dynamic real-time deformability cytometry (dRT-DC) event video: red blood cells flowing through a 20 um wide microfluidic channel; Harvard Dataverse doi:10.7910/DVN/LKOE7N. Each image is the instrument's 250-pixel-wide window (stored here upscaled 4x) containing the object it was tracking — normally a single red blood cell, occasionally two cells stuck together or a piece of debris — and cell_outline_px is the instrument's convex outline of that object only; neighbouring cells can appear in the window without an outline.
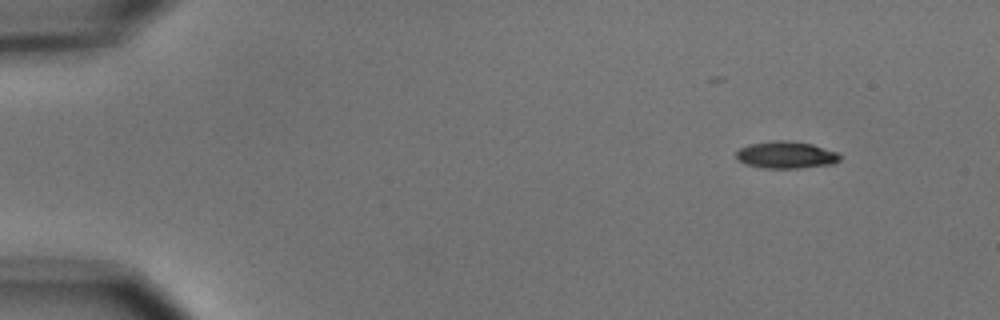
{"species": "common noctule bat (a hibernating species)", "species_latin": "Nyctalus noctula", "temperature_condition": "cold", "stored_images_in_passage": 4, "camera_frame_rate_fps": 3000, "um_per_image_px": 0.085, "animal": {"sex": "male", "body_mass_g": 15.6}, "frame": {"image": 1, "passage_image": 1, "time_ms": 0.0, "image_size_px": [1000, 320], "cell_outline_px": [[840, 160], [836, 164], [800, 168], [760, 168], [744, 164], [736, 160], [736, 152], [740, 148], [748, 144], [772, 140], [788, 140], [812, 144], [840, 152]], "centroid_in_image_um": [66.82, 13.17], "position_along_channel_um": 18.2, "area_um2": 16.82}}
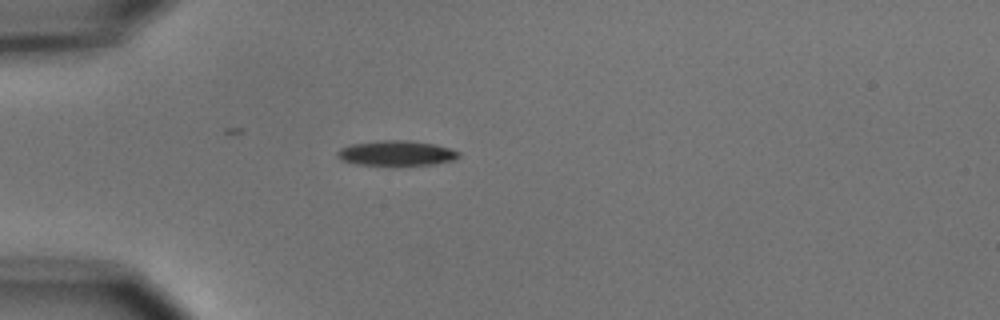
{"frame": {"image": 2, "passage_image": 4, "time_ms": 3.333, "image_size_px": [1000, 320], "cell_outline_px": [[460, 156], [456, 160], [436, 164], [356, 164], [340, 160], [336, 152], [340, 148], [352, 144], [380, 140], [412, 140], [436, 144], [460, 152]], "centroid_in_image_um": [33.72, 13.0], "position_along_channel_um": 51.3, "area_um2": 17.63}}